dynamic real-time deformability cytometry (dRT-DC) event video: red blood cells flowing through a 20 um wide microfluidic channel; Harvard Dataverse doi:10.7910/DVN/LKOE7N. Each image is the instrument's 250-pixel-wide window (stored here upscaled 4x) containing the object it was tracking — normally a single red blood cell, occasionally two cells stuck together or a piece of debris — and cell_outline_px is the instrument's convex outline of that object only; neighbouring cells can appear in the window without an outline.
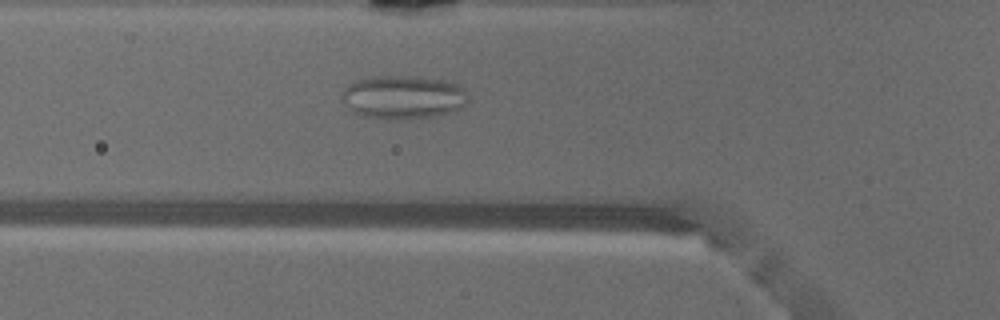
{"species": "common noctule bat (a hibernating species)", "species_latin": "Nyctalus noctula", "temperature_condition": "warm", "stored_images_in_passage": 46, "camera_frame_rate_fps": 3000, "um_per_image_px": 0.085, "animal": {"sex": "male", "body_mass_g": 18.8}, "frame": {"image": 1, "passage_image": 16, "time_ms": 5.0, "image_size_px": [1000, 320], "cell_outline_px": [[468, 104], [464, 108], [456, 112], [432, 116], [388, 120], [360, 116], [352, 112], [344, 104], [340, 96], [344, 88], [348, 84], [356, 80], [380, 76], [416, 76], [444, 80], [460, 84], [468, 92]], "centroid_in_image_um": [34.3, 8.27], "position_along_channel_um": 91.5, "area_um2": 32.77}}
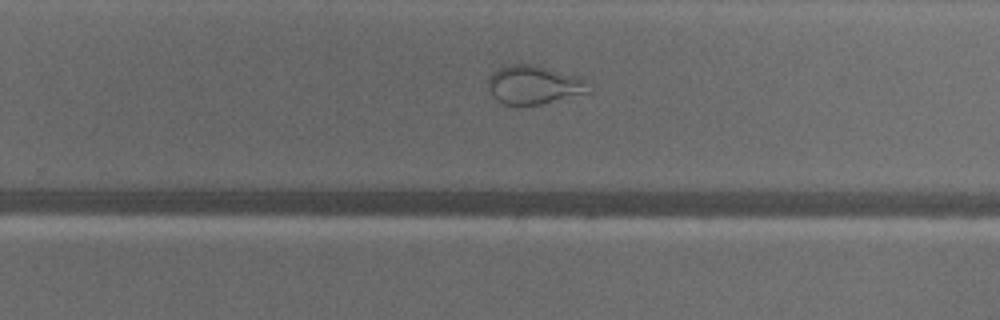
{"frame": {"image": 2, "passage_image": 30, "time_ms": 9.667, "image_size_px": [1000, 320], "cell_outline_px": [[592, 92], [540, 104], [504, 104], [496, 100], [492, 96], [488, 88], [488, 76], [492, 72], [500, 68], [512, 64], [528, 64], [580, 76], [588, 80]], "centroid_in_image_um": [45.41, 7.21], "position_along_channel_um": 284.4, "area_um2": 22.66}}
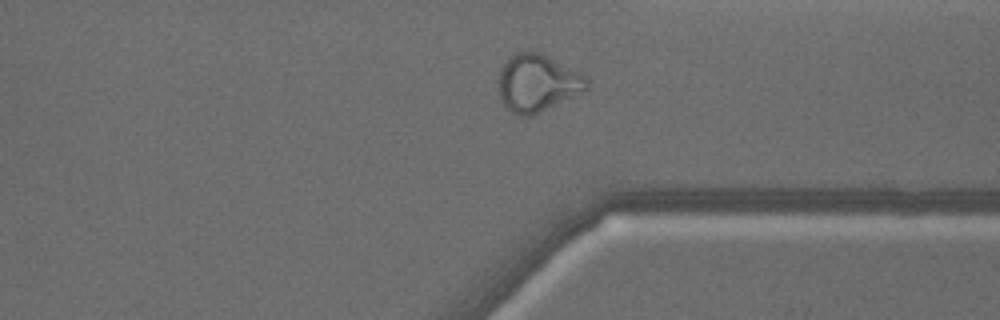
{"frame": {"image": 3, "passage_image": 36, "time_ms": 11.667, "image_size_px": [1000, 320], "cell_outline_px": [[588, 88], [584, 92], [532, 116], [520, 116], [504, 108], [500, 96], [500, 72], [504, 64], [516, 52], [540, 52], [588, 76]], "centroid_in_image_um": [45.72, 7.08], "position_along_channel_um": 365.7, "area_um2": 29.42}, "authors_computed_cell_mechanics": {"area_um2": 29.3913, "velocity_mm_per_s": 4.1446, "shape_relaxation_time_tau1_ms": null, "shape_relaxation_time_tau2_ms": 0.9549, "deformation_change_tau1": null, "deformation_change_tau2": 0.0744}}